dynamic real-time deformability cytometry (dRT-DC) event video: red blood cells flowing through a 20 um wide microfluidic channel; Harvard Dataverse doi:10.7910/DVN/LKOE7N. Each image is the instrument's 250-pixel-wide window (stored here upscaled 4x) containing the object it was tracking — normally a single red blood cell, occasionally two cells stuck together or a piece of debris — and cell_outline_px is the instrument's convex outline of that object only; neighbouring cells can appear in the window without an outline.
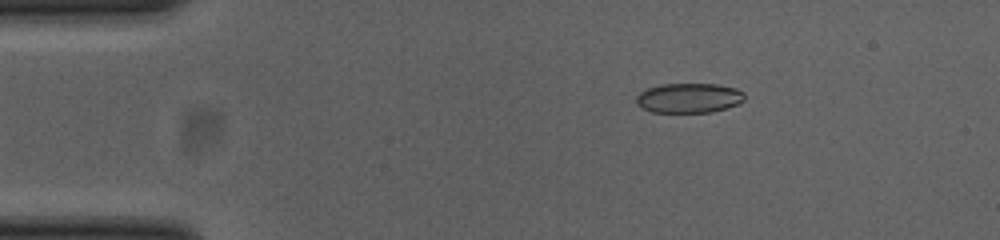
{"species": "common noctule bat (a hibernating species)", "species_latin": "Nyctalus noctula", "temperature_condition": "cold", "stored_images_in_passage": 45, "camera_frame_rate_fps": 3000, "um_per_image_px": 0.085, "animal": {"sex": "female", "body_mass_g": 23.0, "forearm_length_mm": 53.4}, "frame": {"image": 1, "passage_image": 1, "time_ms": 0.0, "image_size_px": [1000, 240], "cell_outline_px": [[744, 100], [736, 104], [712, 112], [652, 112], [636, 104], [636, 96], [640, 92], [648, 88], [660, 84], [716, 84], [736, 88], [744, 92]], "centroid_in_image_um": [58.54, 8.32], "position_along_channel_um": 26.5, "area_um2": 18.67}}
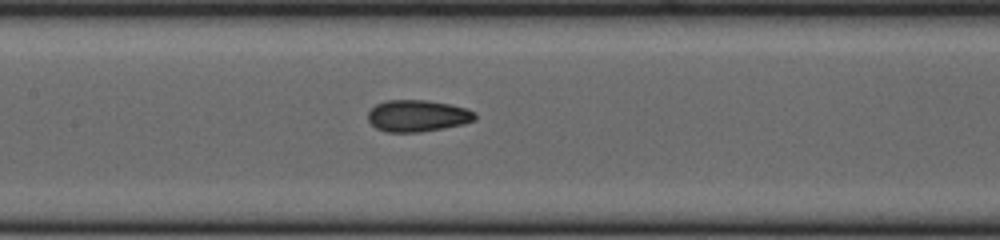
{"frame": {"image": 2, "passage_image": 17, "time_ms": 5.333, "image_size_px": [1000, 240], "cell_outline_px": [[476, 120], [464, 124], [444, 128], [420, 132], [384, 132], [376, 128], [368, 120], [368, 112], [376, 104], [388, 100], [424, 100], [448, 104], [468, 108], [476, 112]], "centroid_in_image_um": [35.51, 9.85], "position_along_channel_um": 171.9, "area_um2": 19.88}}
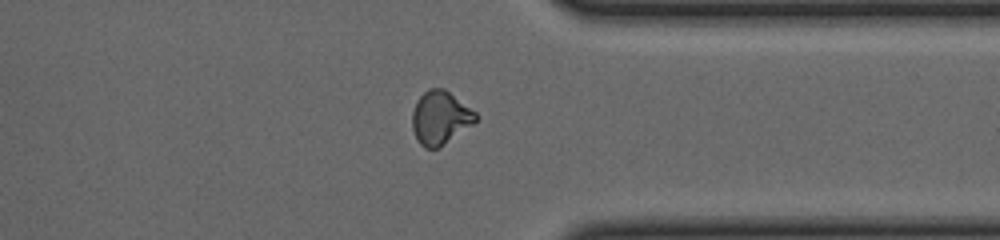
{"frame": {"image": 3, "passage_image": 33, "time_ms": 10.667, "image_size_px": [1000, 240], "cell_outline_px": [[476, 120], [472, 124], [440, 148], [424, 148], [416, 140], [412, 128], [412, 112], [416, 100], [428, 88], [444, 88], [476, 112]], "centroid_in_image_um": [37.38, 10.01], "position_along_channel_um": 374.0, "area_um2": 19.77}, "authors_computed_cell_mechanics": {"area_um2": 19.3052, "velocity_mm_per_s": 3.8733, "shape_relaxation_time_tau1_ms": null, "shape_relaxation_time_tau2_ms": 2.087, "deformation_change_tau1": null, "deformation_change_tau2": 0.0678}}